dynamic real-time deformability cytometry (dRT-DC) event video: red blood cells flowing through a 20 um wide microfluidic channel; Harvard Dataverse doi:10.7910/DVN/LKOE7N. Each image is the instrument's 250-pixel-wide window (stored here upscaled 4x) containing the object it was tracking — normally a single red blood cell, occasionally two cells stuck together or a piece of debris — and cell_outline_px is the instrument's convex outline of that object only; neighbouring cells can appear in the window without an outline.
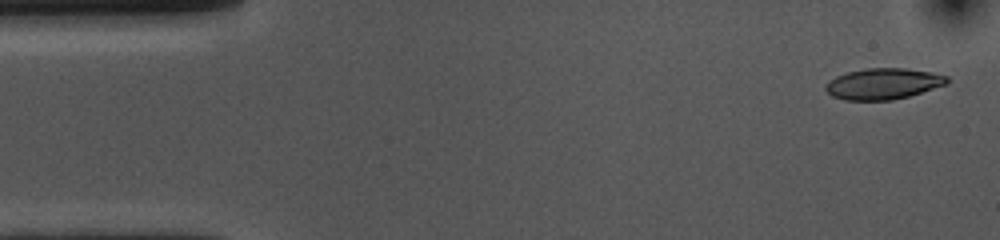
{"species": "common noctule bat (a hibernating species)", "species_latin": "Nyctalus noctula", "temperature_condition": "cold", "stored_images_in_passage": 14, "camera_frame_rate_fps": 3000, "um_per_image_px": 0.085, "animal": {"sex": "female", "body_mass_g": 10.0, "forearm_length_mm": 53.1}, "frame": {"image": 1, "passage_image": 2, "time_ms": 0.333, "image_size_px": [1000, 240], "cell_outline_px": [[948, 84], [908, 96], [892, 100], [844, 100], [832, 96], [824, 88], [824, 84], [828, 80], [836, 76], [848, 72], [864, 68], [904, 68], [932, 72], [948, 76]], "centroid_in_image_um": [75.05, 7.12], "position_along_channel_um": 9.9, "area_um2": 22.08}}
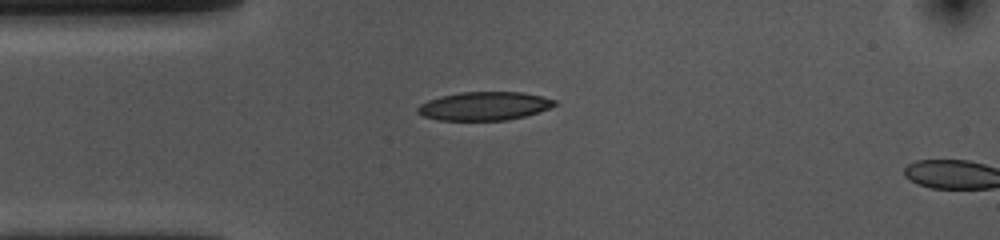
{"frame": {"image": 2, "passage_image": 12, "time_ms": 3.667, "image_size_px": [1000, 240], "cell_outline_px": [[556, 104], [548, 108], [524, 116], [508, 120], [440, 120], [424, 116], [416, 112], [416, 108], [420, 104], [428, 100], [440, 96], [460, 92], [520, 92], [540, 96], [556, 100]], "centroid_in_image_um": [41.11, 9.01], "position_along_channel_um": 43.9, "area_um2": 22.54}}